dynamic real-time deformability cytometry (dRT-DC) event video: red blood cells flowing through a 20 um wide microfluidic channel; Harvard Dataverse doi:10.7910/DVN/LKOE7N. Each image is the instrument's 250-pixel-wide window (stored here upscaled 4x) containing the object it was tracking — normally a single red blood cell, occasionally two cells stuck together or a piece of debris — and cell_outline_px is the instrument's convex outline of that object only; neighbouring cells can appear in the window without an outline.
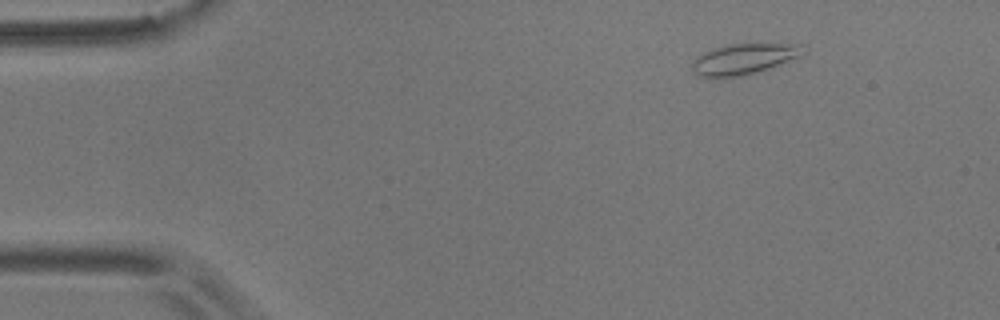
{"species": "common noctule bat (a hibernating species)", "species_latin": "Nyctalus noctula", "temperature_condition": "room temperature", "stored_images_in_passage": 10, "camera_frame_rate_fps": 3000, "um_per_image_px": 0.085, "animal": {"sex": "male", "body_mass_g": 17.9}, "frame": {"image": 1, "passage_image": 1, "time_ms": 0.0, "image_size_px": [1000, 320], "cell_outline_px": [[808, 48], [800, 56], [768, 68], [744, 76], [700, 76], [692, 68], [692, 60], [696, 56], [712, 48], [724, 44], [804, 44]], "centroid_in_image_um": [63.24, 4.98], "position_along_channel_um": 21.8, "area_um2": 19.71}}